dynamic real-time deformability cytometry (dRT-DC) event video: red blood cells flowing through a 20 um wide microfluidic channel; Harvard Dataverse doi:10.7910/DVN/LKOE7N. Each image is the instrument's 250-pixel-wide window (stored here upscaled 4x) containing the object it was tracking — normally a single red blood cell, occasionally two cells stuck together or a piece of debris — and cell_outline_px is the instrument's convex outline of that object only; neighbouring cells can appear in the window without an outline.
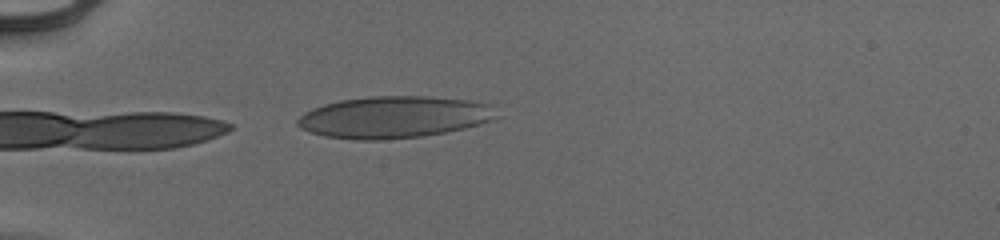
{"species": "human", "species_latin": "Homo sapiens", "temperature_condition": "cold", "stored_images_in_passage": 16, "camera_frame_rate_fps": 3000, "um_per_image_px": 0.085, "donor": {"sex": "male"}, "frame": {"image": 1, "passage_image": 16, "time_ms": 5.0, "image_size_px": [1000, 240], "cell_outline_px": [[496, 116], [480, 124], [464, 128], [444, 132], [420, 136], [380, 140], [356, 140], [324, 136], [308, 132], [300, 128], [296, 124], [296, 120], [304, 112], [312, 108], [324, 104], [340, 100], [372, 96], [428, 96], [468, 100], [488, 104]], "centroid_in_image_um": [33.38, 9.95], "position_along_channel_um": 51.6, "area_um2": 48.21}}